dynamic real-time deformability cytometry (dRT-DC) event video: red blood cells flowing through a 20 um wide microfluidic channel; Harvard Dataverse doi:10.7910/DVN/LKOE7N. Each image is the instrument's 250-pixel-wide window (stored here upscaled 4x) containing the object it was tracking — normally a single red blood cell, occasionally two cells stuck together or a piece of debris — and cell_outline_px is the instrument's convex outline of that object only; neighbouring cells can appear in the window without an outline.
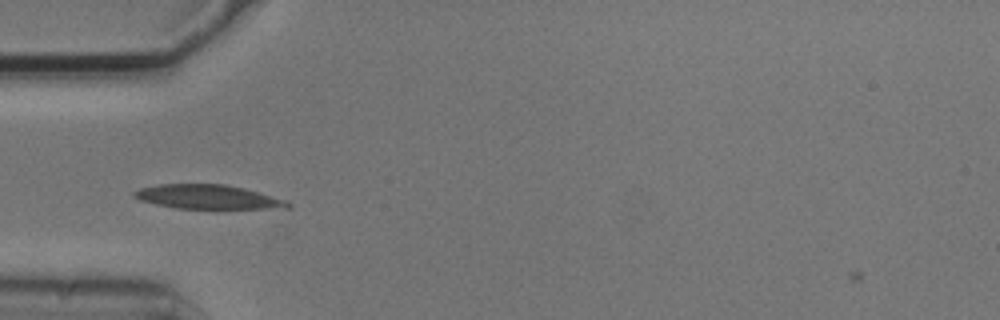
{"species": "common noctule bat (a hibernating species)", "species_latin": "Nyctalus noctula", "temperature_condition": "cold", "stored_images_in_passage": 2, "camera_frame_rate_fps": 3000, "um_per_image_px": 0.085, "animal": {"sex": "male", "body_mass_g": 20.5, "forearm_length_mm": 52.5}, "frame": {"image": 1, "passage_image": 1, "time_ms": 0.0, "image_size_px": [1000, 320], "cell_outline_px": [[292, 208], [216, 212], [176, 208], [156, 204], [140, 200], [132, 196], [132, 192], [140, 188], [160, 184], [224, 184], [244, 188], [288, 200], [292, 204]], "centroid_in_image_um": [17.81, 16.81], "position_along_channel_um": 67.2, "area_um2": 23.24}}